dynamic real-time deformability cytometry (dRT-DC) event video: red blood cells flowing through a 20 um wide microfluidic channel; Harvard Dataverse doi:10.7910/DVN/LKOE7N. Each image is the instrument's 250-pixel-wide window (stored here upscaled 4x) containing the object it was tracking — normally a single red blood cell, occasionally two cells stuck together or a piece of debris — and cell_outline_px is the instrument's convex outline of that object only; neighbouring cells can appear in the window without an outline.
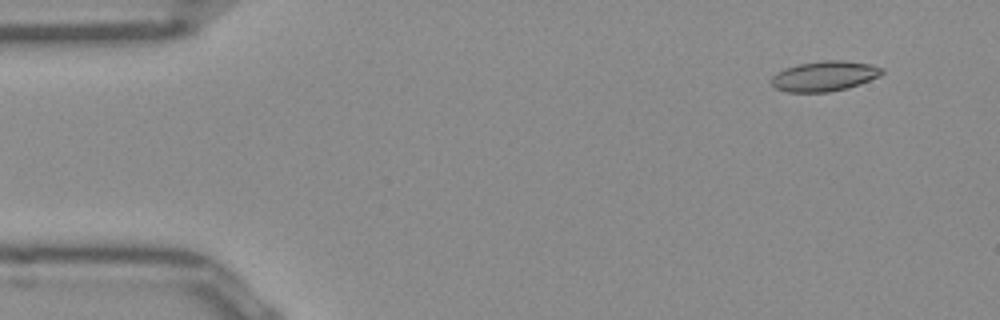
{"species": "Egyptian fruit bat (a non-hibernating species)", "species_latin": "Rousettus aegyptiacus", "temperature_condition": "room temperature", "stored_images_in_passage": 14, "camera_frame_rate_fps": 3000, "um_per_image_px": 0.085, "frame": {"image": 1, "passage_image": 4, "time_ms": 1.0, "image_size_px": [1000, 320], "cell_outline_px": [[884, 72], [880, 76], [848, 88], [828, 92], [788, 92], [776, 88], [772, 84], [772, 76], [784, 68], [796, 64], [820, 60], [844, 60], [872, 64], [884, 68]], "centroid_in_image_um": [70.1, 6.45], "position_along_channel_um": 14.9, "area_um2": 19.59}}